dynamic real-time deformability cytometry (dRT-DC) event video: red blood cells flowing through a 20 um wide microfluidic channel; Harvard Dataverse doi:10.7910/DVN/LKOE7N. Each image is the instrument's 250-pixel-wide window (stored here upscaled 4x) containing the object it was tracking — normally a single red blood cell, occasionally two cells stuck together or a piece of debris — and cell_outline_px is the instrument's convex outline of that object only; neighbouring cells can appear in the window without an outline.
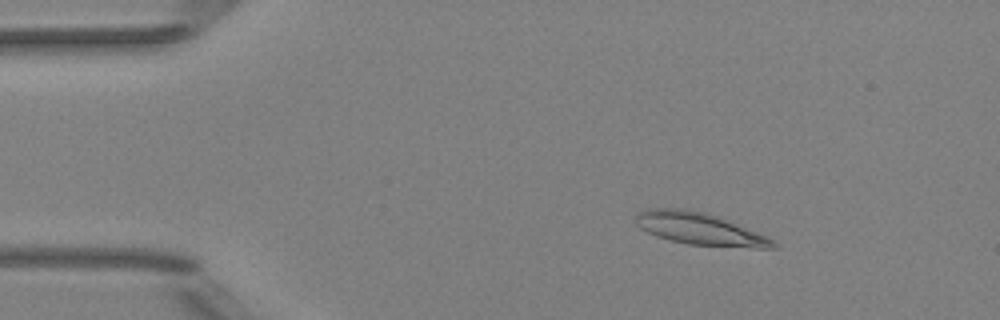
{"species": "Egyptian fruit bat (a non-hibernating species)", "species_latin": "Rousettus aegyptiacus", "temperature_condition": "room temperature", "stored_images_in_passage": 4, "camera_frame_rate_fps": 3000, "um_per_image_px": 0.085, "animal": {"sex": "female"}, "frame": {"image": 1, "passage_image": 2, "time_ms": 1.0, "image_size_px": [1000, 320], "cell_outline_px": [[780, 248], [752, 248], [688, 244], [656, 236], [640, 228], [636, 224], [636, 212], [648, 208], [684, 208], [704, 212], [716, 216], [768, 236], [780, 244]], "centroid_in_image_um": [59.5, 19.45], "position_along_channel_um": 25.5, "area_um2": 25.84}}